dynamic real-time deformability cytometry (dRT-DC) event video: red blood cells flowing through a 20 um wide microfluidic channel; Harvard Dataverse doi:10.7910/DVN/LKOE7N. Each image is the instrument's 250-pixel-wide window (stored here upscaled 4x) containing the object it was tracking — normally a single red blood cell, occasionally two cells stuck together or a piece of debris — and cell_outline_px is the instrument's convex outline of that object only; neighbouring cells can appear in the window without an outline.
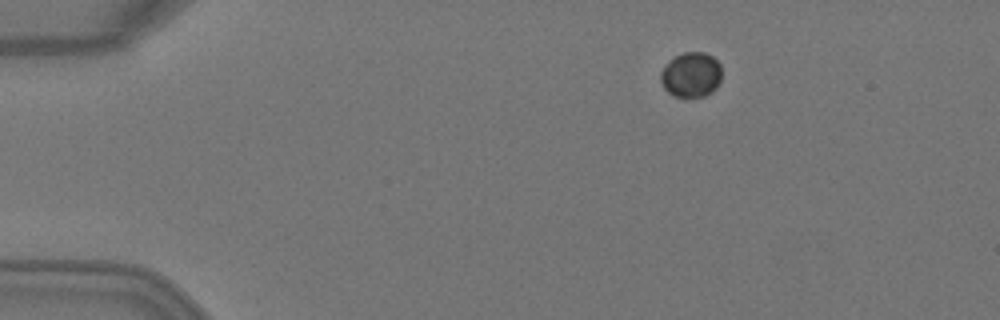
{"species": "Egyptian fruit bat (a non-hibernating species)", "species_latin": "Rousettus aegyptiacus", "temperature_condition": "warm", "stored_images_in_passage": 3, "camera_frame_rate_fps": 3000, "um_per_image_px": 0.085, "animal": {"sex": "female"}, "frame": {"image": 1, "passage_image": 1, "time_ms": 0.0, "image_size_px": [1000, 320], "cell_outline_px": [[720, 80], [716, 88], [712, 92], [704, 96], [672, 96], [660, 84], [660, 72], [676, 56], [684, 52], [704, 52], [712, 56], [720, 64]], "centroid_in_image_um": [58.74, 6.36], "position_along_channel_um": 26.3, "area_um2": 15.84}}